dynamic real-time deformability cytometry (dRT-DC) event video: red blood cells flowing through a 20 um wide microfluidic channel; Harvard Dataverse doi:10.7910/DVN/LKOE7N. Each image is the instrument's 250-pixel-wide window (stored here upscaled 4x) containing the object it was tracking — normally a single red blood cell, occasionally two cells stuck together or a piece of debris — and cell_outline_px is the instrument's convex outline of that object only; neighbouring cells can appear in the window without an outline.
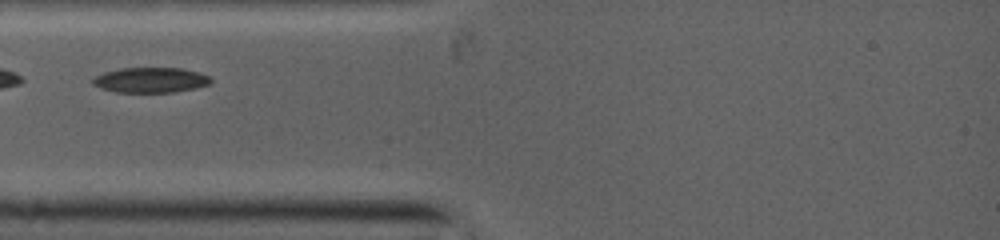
{"species": "common noctule bat (a hibernating species)", "species_latin": "Nyctalus noctula", "temperature_condition": "warm", "stored_images_in_passage": 21, "camera_frame_rate_fps": 5000, "um_per_image_px": 0.085, "animal": {"sex": "female", "body_mass_g": 19.0, "forearm_length_mm": 53.3}, "frame": {"image": 1, "passage_image": 1, "time_ms": 0.0, "image_size_px": [1000, 240], "cell_outline_px": [[212, 80], [208, 84], [192, 88], [172, 92], [116, 92], [100, 88], [92, 80], [96, 76], [104, 72], [120, 68], [180, 68], [196, 72], [208, 76]], "centroid_in_image_um": [12.77, 6.8], "position_along_channel_um": 72.2, "area_um2": 16.94}}
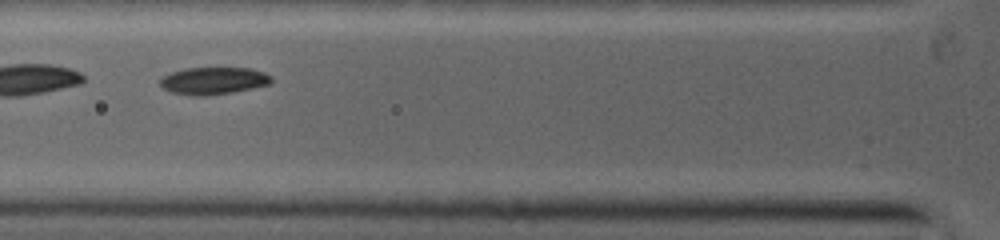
{"frame": {"image": 2, "passage_image": 4, "time_ms": 0.8, "image_size_px": [1000, 240], "cell_outline_px": [[272, 80], [268, 84], [232, 92], [204, 96], [196, 96], [172, 92], [164, 88], [160, 84], [160, 80], [164, 76], [172, 72], [184, 68], [248, 68], [264, 72]], "centroid_in_image_um": [18.11, 6.86], "position_along_channel_um": 107.7, "area_um2": 17.28}}
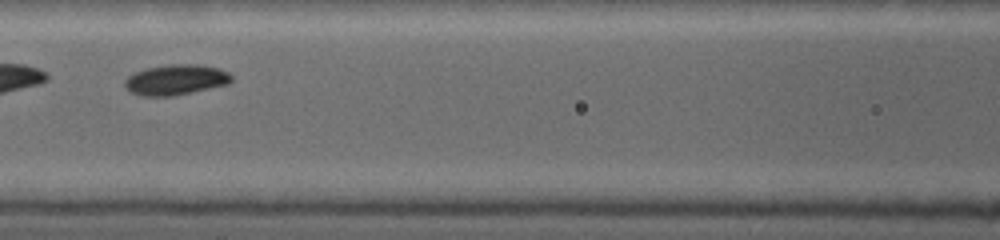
{"frame": {"image": 3, "passage_image": 7, "time_ms": 1.8, "image_size_px": [1000, 240], "cell_outline_px": [[232, 80], [224, 84], [188, 92], [168, 96], [148, 96], [132, 92], [124, 84], [124, 80], [128, 76], [136, 72], [148, 68], [172, 64], [196, 64], [216, 68], [228, 72], [232, 76]], "centroid_in_image_um": [14.91, 6.76], "position_along_channel_um": 151.7, "area_um2": 18.15}}